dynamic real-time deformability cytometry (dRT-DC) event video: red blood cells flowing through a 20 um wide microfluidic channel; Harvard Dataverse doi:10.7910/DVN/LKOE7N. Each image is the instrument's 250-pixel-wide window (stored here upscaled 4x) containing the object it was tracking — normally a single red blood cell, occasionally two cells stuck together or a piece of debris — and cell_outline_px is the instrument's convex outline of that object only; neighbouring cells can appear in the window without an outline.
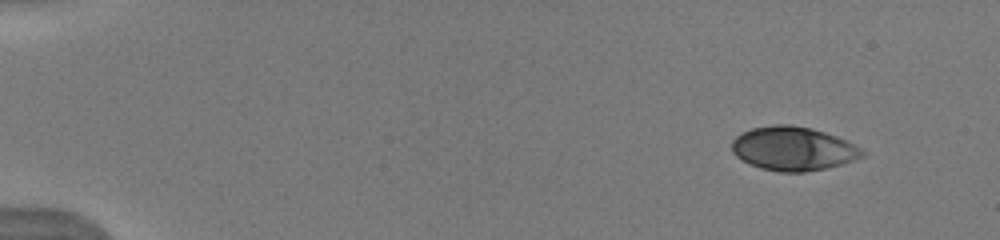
{"species": "human", "species_latin": "Homo sapiens", "temperature_condition": "warm", "stored_images_in_passage": 5, "camera_frame_rate_fps": 3000, "um_per_image_px": 0.085, "donor": {"sex": "male"}, "frame": {"image": 1, "passage_image": 1, "time_ms": 0.0, "image_size_px": [1000, 240], "cell_outline_px": [[864, 156], [828, 168], [804, 172], [780, 172], [760, 168], [748, 164], [740, 160], [732, 152], [732, 140], [736, 136], [752, 128], [772, 124], [792, 124], [812, 128], [848, 140], [860, 148], [864, 152]], "centroid_in_image_um": [67.39, 12.63], "position_along_channel_um": 17.6, "area_um2": 33.52}}
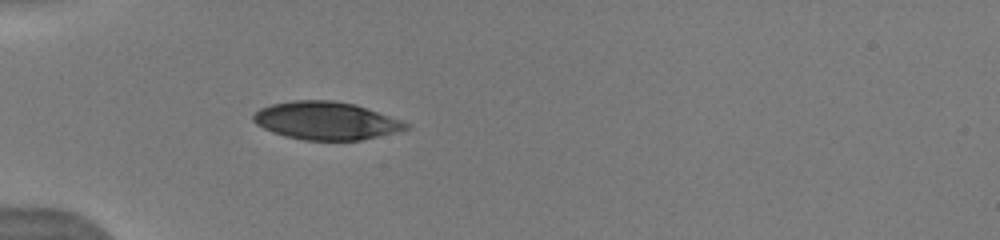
{"frame": {"image": 2, "passage_image": 5, "time_ms": 4.0, "image_size_px": [1000, 240], "cell_outline_px": [[408, 128], [400, 132], [360, 140], [304, 140], [284, 136], [272, 132], [256, 124], [252, 120], [252, 116], [260, 108], [272, 104], [296, 100], [332, 100], [356, 104], [400, 120], [408, 124]], "centroid_in_image_um": [27.7, 10.26], "position_along_channel_um": 57.3, "area_um2": 33.64}}